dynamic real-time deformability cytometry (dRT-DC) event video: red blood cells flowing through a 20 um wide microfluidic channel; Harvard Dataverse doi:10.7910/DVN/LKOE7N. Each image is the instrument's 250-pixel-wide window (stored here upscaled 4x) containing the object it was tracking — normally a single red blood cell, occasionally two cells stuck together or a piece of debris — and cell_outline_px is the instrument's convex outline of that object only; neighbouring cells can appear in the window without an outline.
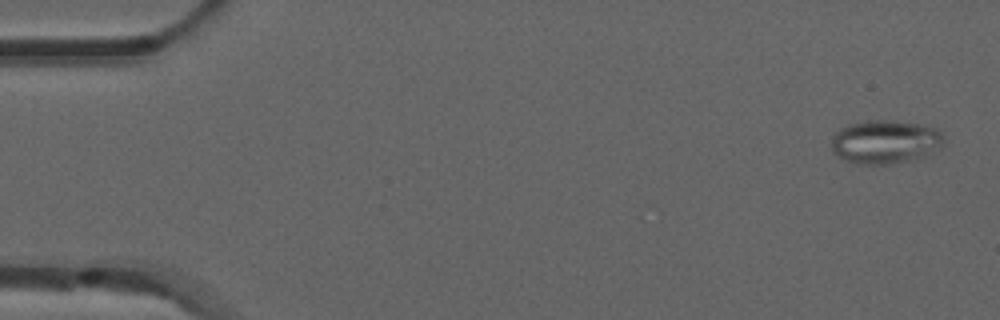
{"species": "common noctule bat (a hibernating species)", "species_latin": "Nyctalus noctula", "temperature_condition": "room temperature", "stored_images_in_passage": 6, "camera_frame_rate_fps": 3000, "um_per_image_px": 0.085, "animal": {"sex": "male", "forearm_length_mm": 52.5}, "frame": {"image": 1, "passage_image": 1, "time_ms": 0.0, "image_size_px": [1000, 320], "cell_outline_px": [[944, 140], [940, 148], [916, 160], [892, 164], [856, 164], [832, 152], [832, 136], [840, 128], [848, 124], [868, 120], [892, 120], [920, 124], [936, 128], [944, 136]], "centroid_in_image_um": [75.26, 12.05], "position_along_channel_um": 9.7, "area_um2": 28.78}}